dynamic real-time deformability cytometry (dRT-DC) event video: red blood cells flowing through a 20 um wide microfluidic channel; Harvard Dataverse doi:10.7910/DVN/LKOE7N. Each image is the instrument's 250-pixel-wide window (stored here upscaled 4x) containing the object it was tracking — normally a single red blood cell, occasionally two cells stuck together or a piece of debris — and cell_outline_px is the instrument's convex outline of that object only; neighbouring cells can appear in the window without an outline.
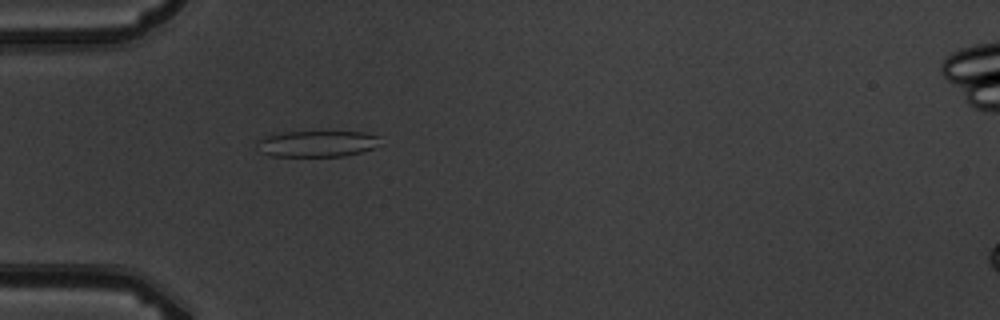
{"species": "common noctule bat (a hibernating species)", "species_latin": "Nyctalus noctula", "temperature_condition": "warm", "stored_images_in_passage": 5, "camera_frame_rate_fps": 3000, "um_per_image_px": 0.085, "animal": {"sex": "male", "body_mass_g": 19.5, "forearm_length_mm": 54.6}, "frame": {"image": 1, "passage_image": 5, "time_ms": 4.667, "image_size_px": [1000, 320], "cell_outline_px": [[376, 136], [372, 148], [360, 152], [344, 156], [272, 156], [260, 152], [256, 140], [268, 136], [284, 132], [364, 132]], "centroid_in_image_um": [26.84, 12.22], "position_along_channel_um": 58.2, "area_um2": 18.26}}